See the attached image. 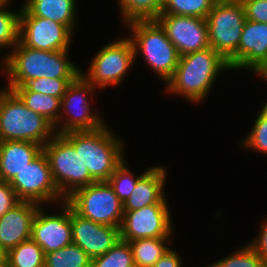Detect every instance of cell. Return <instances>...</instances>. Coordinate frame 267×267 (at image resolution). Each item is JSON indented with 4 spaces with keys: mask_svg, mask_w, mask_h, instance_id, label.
<instances>
[{
    "mask_svg": "<svg viewBox=\"0 0 267 267\" xmlns=\"http://www.w3.org/2000/svg\"><path fill=\"white\" fill-rule=\"evenodd\" d=\"M13 48L2 61V70L9 78V90L36 78L75 79L81 73V69L68 59L69 50L31 49L20 41Z\"/></svg>",
    "mask_w": 267,
    "mask_h": 267,
    "instance_id": "cell-1",
    "label": "cell"
},
{
    "mask_svg": "<svg viewBox=\"0 0 267 267\" xmlns=\"http://www.w3.org/2000/svg\"><path fill=\"white\" fill-rule=\"evenodd\" d=\"M231 70L228 62L212 47L179 56L173 76L166 82L169 93L181 95L186 101H203L218 75ZM215 81V82H214Z\"/></svg>",
    "mask_w": 267,
    "mask_h": 267,
    "instance_id": "cell-2",
    "label": "cell"
},
{
    "mask_svg": "<svg viewBox=\"0 0 267 267\" xmlns=\"http://www.w3.org/2000/svg\"><path fill=\"white\" fill-rule=\"evenodd\" d=\"M108 128L105 124L95 130L62 134L79 151L83 164L96 182L108 181L116 167L125 159L123 141Z\"/></svg>",
    "mask_w": 267,
    "mask_h": 267,
    "instance_id": "cell-3",
    "label": "cell"
},
{
    "mask_svg": "<svg viewBox=\"0 0 267 267\" xmlns=\"http://www.w3.org/2000/svg\"><path fill=\"white\" fill-rule=\"evenodd\" d=\"M55 134L54 126L12 90L0 89V141H28L43 147Z\"/></svg>",
    "mask_w": 267,
    "mask_h": 267,
    "instance_id": "cell-4",
    "label": "cell"
},
{
    "mask_svg": "<svg viewBox=\"0 0 267 267\" xmlns=\"http://www.w3.org/2000/svg\"><path fill=\"white\" fill-rule=\"evenodd\" d=\"M126 26L132 33L129 38L133 43L135 58L139 52L142 53L151 70L166 83L175 72L179 54L165 30L156 20L133 21Z\"/></svg>",
    "mask_w": 267,
    "mask_h": 267,
    "instance_id": "cell-5",
    "label": "cell"
},
{
    "mask_svg": "<svg viewBox=\"0 0 267 267\" xmlns=\"http://www.w3.org/2000/svg\"><path fill=\"white\" fill-rule=\"evenodd\" d=\"M245 10L238 0H217L206 18L209 45L227 62L231 70L236 67Z\"/></svg>",
    "mask_w": 267,
    "mask_h": 267,
    "instance_id": "cell-6",
    "label": "cell"
},
{
    "mask_svg": "<svg viewBox=\"0 0 267 267\" xmlns=\"http://www.w3.org/2000/svg\"><path fill=\"white\" fill-rule=\"evenodd\" d=\"M43 152L48 158L54 184L64 199L96 182L83 164L79 151L62 134H55L43 146Z\"/></svg>",
    "mask_w": 267,
    "mask_h": 267,
    "instance_id": "cell-7",
    "label": "cell"
},
{
    "mask_svg": "<svg viewBox=\"0 0 267 267\" xmlns=\"http://www.w3.org/2000/svg\"><path fill=\"white\" fill-rule=\"evenodd\" d=\"M65 202L83 218L101 225L120 227L123 203L108 181L94 182L74 191Z\"/></svg>",
    "mask_w": 267,
    "mask_h": 267,
    "instance_id": "cell-8",
    "label": "cell"
},
{
    "mask_svg": "<svg viewBox=\"0 0 267 267\" xmlns=\"http://www.w3.org/2000/svg\"><path fill=\"white\" fill-rule=\"evenodd\" d=\"M95 91L96 88L81 73L69 83L61 98L60 111L62 112H60L58 124L54 127L56 134L95 130L105 125L104 120L99 117L100 114L91 111L89 102L91 97L88 96H92Z\"/></svg>",
    "mask_w": 267,
    "mask_h": 267,
    "instance_id": "cell-9",
    "label": "cell"
},
{
    "mask_svg": "<svg viewBox=\"0 0 267 267\" xmlns=\"http://www.w3.org/2000/svg\"><path fill=\"white\" fill-rule=\"evenodd\" d=\"M133 43L130 38L106 44L91 59L87 73L81 74L96 88L105 89L122 83L126 72L133 66L135 60ZM85 74V75H84Z\"/></svg>",
    "mask_w": 267,
    "mask_h": 267,
    "instance_id": "cell-10",
    "label": "cell"
},
{
    "mask_svg": "<svg viewBox=\"0 0 267 267\" xmlns=\"http://www.w3.org/2000/svg\"><path fill=\"white\" fill-rule=\"evenodd\" d=\"M21 201L37 204L64 202L54 184L50 164L43 150L9 182Z\"/></svg>",
    "mask_w": 267,
    "mask_h": 267,
    "instance_id": "cell-11",
    "label": "cell"
},
{
    "mask_svg": "<svg viewBox=\"0 0 267 267\" xmlns=\"http://www.w3.org/2000/svg\"><path fill=\"white\" fill-rule=\"evenodd\" d=\"M167 204H152L138 210L123 211L121 240L128 242L144 238H170L174 225Z\"/></svg>",
    "mask_w": 267,
    "mask_h": 267,
    "instance_id": "cell-12",
    "label": "cell"
},
{
    "mask_svg": "<svg viewBox=\"0 0 267 267\" xmlns=\"http://www.w3.org/2000/svg\"><path fill=\"white\" fill-rule=\"evenodd\" d=\"M19 41L31 49L69 50L74 35L65 25L43 17L31 16L20 7Z\"/></svg>",
    "mask_w": 267,
    "mask_h": 267,
    "instance_id": "cell-13",
    "label": "cell"
},
{
    "mask_svg": "<svg viewBox=\"0 0 267 267\" xmlns=\"http://www.w3.org/2000/svg\"><path fill=\"white\" fill-rule=\"evenodd\" d=\"M156 21L165 30L179 56L210 47L206 19L160 14Z\"/></svg>",
    "mask_w": 267,
    "mask_h": 267,
    "instance_id": "cell-14",
    "label": "cell"
},
{
    "mask_svg": "<svg viewBox=\"0 0 267 267\" xmlns=\"http://www.w3.org/2000/svg\"><path fill=\"white\" fill-rule=\"evenodd\" d=\"M62 204L61 213L51 215L44 212L40 206L33 219L31 239L45 254L73 243L70 206L65 201Z\"/></svg>",
    "mask_w": 267,
    "mask_h": 267,
    "instance_id": "cell-15",
    "label": "cell"
},
{
    "mask_svg": "<svg viewBox=\"0 0 267 267\" xmlns=\"http://www.w3.org/2000/svg\"><path fill=\"white\" fill-rule=\"evenodd\" d=\"M73 243L94 259L105 254L120 238V227L101 225L75 213L70 207Z\"/></svg>",
    "mask_w": 267,
    "mask_h": 267,
    "instance_id": "cell-16",
    "label": "cell"
},
{
    "mask_svg": "<svg viewBox=\"0 0 267 267\" xmlns=\"http://www.w3.org/2000/svg\"><path fill=\"white\" fill-rule=\"evenodd\" d=\"M267 64V23L245 20L238 49L236 67L255 75Z\"/></svg>",
    "mask_w": 267,
    "mask_h": 267,
    "instance_id": "cell-17",
    "label": "cell"
},
{
    "mask_svg": "<svg viewBox=\"0 0 267 267\" xmlns=\"http://www.w3.org/2000/svg\"><path fill=\"white\" fill-rule=\"evenodd\" d=\"M41 205L21 201L0 217V245L8 252L31 239L32 222Z\"/></svg>",
    "mask_w": 267,
    "mask_h": 267,
    "instance_id": "cell-18",
    "label": "cell"
},
{
    "mask_svg": "<svg viewBox=\"0 0 267 267\" xmlns=\"http://www.w3.org/2000/svg\"><path fill=\"white\" fill-rule=\"evenodd\" d=\"M166 178L167 172L162 165L146 169L129 198L123 203V211L138 210L152 204H167L163 191Z\"/></svg>",
    "mask_w": 267,
    "mask_h": 267,
    "instance_id": "cell-19",
    "label": "cell"
},
{
    "mask_svg": "<svg viewBox=\"0 0 267 267\" xmlns=\"http://www.w3.org/2000/svg\"><path fill=\"white\" fill-rule=\"evenodd\" d=\"M43 147L28 141H0V180L10 182Z\"/></svg>",
    "mask_w": 267,
    "mask_h": 267,
    "instance_id": "cell-20",
    "label": "cell"
},
{
    "mask_svg": "<svg viewBox=\"0 0 267 267\" xmlns=\"http://www.w3.org/2000/svg\"><path fill=\"white\" fill-rule=\"evenodd\" d=\"M76 0H26L23 8L31 15L65 25L73 34L76 26Z\"/></svg>",
    "mask_w": 267,
    "mask_h": 267,
    "instance_id": "cell-21",
    "label": "cell"
},
{
    "mask_svg": "<svg viewBox=\"0 0 267 267\" xmlns=\"http://www.w3.org/2000/svg\"><path fill=\"white\" fill-rule=\"evenodd\" d=\"M12 91L21 99L26 107L42 115L54 127L60 117L61 100L42 93L30 92L24 85L17 86Z\"/></svg>",
    "mask_w": 267,
    "mask_h": 267,
    "instance_id": "cell-22",
    "label": "cell"
},
{
    "mask_svg": "<svg viewBox=\"0 0 267 267\" xmlns=\"http://www.w3.org/2000/svg\"><path fill=\"white\" fill-rule=\"evenodd\" d=\"M169 241V238H144L128 241L135 267H152L170 248L167 245Z\"/></svg>",
    "mask_w": 267,
    "mask_h": 267,
    "instance_id": "cell-23",
    "label": "cell"
},
{
    "mask_svg": "<svg viewBox=\"0 0 267 267\" xmlns=\"http://www.w3.org/2000/svg\"><path fill=\"white\" fill-rule=\"evenodd\" d=\"M126 25L133 21L156 20L161 14L163 0H117Z\"/></svg>",
    "mask_w": 267,
    "mask_h": 267,
    "instance_id": "cell-24",
    "label": "cell"
},
{
    "mask_svg": "<svg viewBox=\"0 0 267 267\" xmlns=\"http://www.w3.org/2000/svg\"><path fill=\"white\" fill-rule=\"evenodd\" d=\"M45 253L32 239L21 242L10 249L7 255V267H44Z\"/></svg>",
    "mask_w": 267,
    "mask_h": 267,
    "instance_id": "cell-25",
    "label": "cell"
},
{
    "mask_svg": "<svg viewBox=\"0 0 267 267\" xmlns=\"http://www.w3.org/2000/svg\"><path fill=\"white\" fill-rule=\"evenodd\" d=\"M91 258L74 243L45 254L44 267H91Z\"/></svg>",
    "mask_w": 267,
    "mask_h": 267,
    "instance_id": "cell-26",
    "label": "cell"
},
{
    "mask_svg": "<svg viewBox=\"0 0 267 267\" xmlns=\"http://www.w3.org/2000/svg\"><path fill=\"white\" fill-rule=\"evenodd\" d=\"M217 0H163L161 14L206 19Z\"/></svg>",
    "mask_w": 267,
    "mask_h": 267,
    "instance_id": "cell-27",
    "label": "cell"
},
{
    "mask_svg": "<svg viewBox=\"0 0 267 267\" xmlns=\"http://www.w3.org/2000/svg\"><path fill=\"white\" fill-rule=\"evenodd\" d=\"M91 267H135L129 243L120 239L105 254L92 259Z\"/></svg>",
    "mask_w": 267,
    "mask_h": 267,
    "instance_id": "cell-28",
    "label": "cell"
},
{
    "mask_svg": "<svg viewBox=\"0 0 267 267\" xmlns=\"http://www.w3.org/2000/svg\"><path fill=\"white\" fill-rule=\"evenodd\" d=\"M9 0L0 8V47H13L19 42V18L18 11L7 9L11 3Z\"/></svg>",
    "mask_w": 267,
    "mask_h": 267,
    "instance_id": "cell-29",
    "label": "cell"
},
{
    "mask_svg": "<svg viewBox=\"0 0 267 267\" xmlns=\"http://www.w3.org/2000/svg\"><path fill=\"white\" fill-rule=\"evenodd\" d=\"M126 160L124 159L115 169L113 174L108 180V183L114 190V193L119 197L120 201L124 203L136 186L138 179L144 174L141 173L136 177L128 169L129 166L126 165Z\"/></svg>",
    "mask_w": 267,
    "mask_h": 267,
    "instance_id": "cell-30",
    "label": "cell"
},
{
    "mask_svg": "<svg viewBox=\"0 0 267 267\" xmlns=\"http://www.w3.org/2000/svg\"><path fill=\"white\" fill-rule=\"evenodd\" d=\"M208 267H267V264L247 244Z\"/></svg>",
    "mask_w": 267,
    "mask_h": 267,
    "instance_id": "cell-31",
    "label": "cell"
},
{
    "mask_svg": "<svg viewBox=\"0 0 267 267\" xmlns=\"http://www.w3.org/2000/svg\"><path fill=\"white\" fill-rule=\"evenodd\" d=\"M251 132L242 141L244 148L267 154V104L264 103L257 115Z\"/></svg>",
    "mask_w": 267,
    "mask_h": 267,
    "instance_id": "cell-32",
    "label": "cell"
},
{
    "mask_svg": "<svg viewBox=\"0 0 267 267\" xmlns=\"http://www.w3.org/2000/svg\"><path fill=\"white\" fill-rule=\"evenodd\" d=\"M74 79H60V78H36L27 81L24 86L30 92L42 93L45 95L53 96L61 100L65 94L66 88L69 83Z\"/></svg>",
    "mask_w": 267,
    "mask_h": 267,
    "instance_id": "cell-33",
    "label": "cell"
},
{
    "mask_svg": "<svg viewBox=\"0 0 267 267\" xmlns=\"http://www.w3.org/2000/svg\"><path fill=\"white\" fill-rule=\"evenodd\" d=\"M242 4L247 20L267 23V0H246Z\"/></svg>",
    "mask_w": 267,
    "mask_h": 267,
    "instance_id": "cell-34",
    "label": "cell"
},
{
    "mask_svg": "<svg viewBox=\"0 0 267 267\" xmlns=\"http://www.w3.org/2000/svg\"><path fill=\"white\" fill-rule=\"evenodd\" d=\"M20 202L10 183L0 180V217Z\"/></svg>",
    "mask_w": 267,
    "mask_h": 267,
    "instance_id": "cell-35",
    "label": "cell"
},
{
    "mask_svg": "<svg viewBox=\"0 0 267 267\" xmlns=\"http://www.w3.org/2000/svg\"><path fill=\"white\" fill-rule=\"evenodd\" d=\"M266 219V220H265ZM262 221L259 233L256 239L248 245L260 256V258L267 264V218Z\"/></svg>",
    "mask_w": 267,
    "mask_h": 267,
    "instance_id": "cell-36",
    "label": "cell"
},
{
    "mask_svg": "<svg viewBox=\"0 0 267 267\" xmlns=\"http://www.w3.org/2000/svg\"><path fill=\"white\" fill-rule=\"evenodd\" d=\"M179 253L169 248L152 267H182Z\"/></svg>",
    "mask_w": 267,
    "mask_h": 267,
    "instance_id": "cell-37",
    "label": "cell"
},
{
    "mask_svg": "<svg viewBox=\"0 0 267 267\" xmlns=\"http://www.w3.org/2000/svg\"><path fill=\"white\" fill-rule=\"evenodd\" d=\"M8 252L0 245V267H7Z\"/></svg>",
    "mask_w": 267,
    "mask_h": 267,
    "instance_id": "cell-38",
    "label": "cell"
},
{
    "mask_svg": "<svg viewBox=\"0 0 267 267\" xmlns=\"http://www.w3.org/2000/svg\"><path fill=\"white\" fill-rule=\"evenodd\" d=\"M258 75L261 76L262 79L267 81V64L257 73V76ZM266 104H267V102H266Z\"/></svg>",
    "mask_w": 267,
    "mask_h": 267,
    "instance_id": "cell-39",
    "label": "cell"
},
{
    "mask_svg": "<svg viewBox=\"0 0 267 267\" xmlns=\"http://www.w3.org/2000/svg\"><path fill=\"white\" fill-rule=\"evenodd\" d=\"M9 0H0V8L5 5Z\"/></svg>",
    "mask_w": 267,
    "mask_h": 267,
    "instance_id": "cell-40",
    "label": "cell"
}]
</instances>
